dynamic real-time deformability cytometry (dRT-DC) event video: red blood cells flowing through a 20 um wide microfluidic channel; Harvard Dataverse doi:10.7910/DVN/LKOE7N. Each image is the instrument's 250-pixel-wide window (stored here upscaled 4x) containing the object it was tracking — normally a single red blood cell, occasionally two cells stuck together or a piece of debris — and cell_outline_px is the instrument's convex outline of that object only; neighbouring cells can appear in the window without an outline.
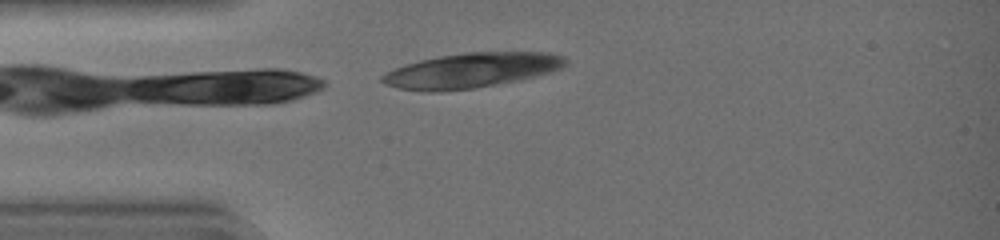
{"species": "common noctule bat (a hibernating species)", "species_latin": "Nyctalus noctula", "temperature_condition": "warm", "stored_images_in_passage": 31, "camera_frame_rate_fps": 3000, "um_per_image_px": 0.085, "animal": {"sex": "female", "body_mass_g": 19.0, "forearm_length_mm": 51.5}, "frame": {"image": 1, "passage_image": 1, "time_ms": 0.0, "image_size_px": [1000, 240], "cell_outline_px": [[568, 60], [560, 68], [548, 72], [516, 80], [472, 88], [440, 92], [424, 92], [396, 88], [384, 84], [380, 80], [380, 76], [404, 64], [420, 60], [440, 56], [464, 52], [552, 52], [564, 56]], "centroid_in_image_um": [40.0, 5.98], "position_along_channel_um": 45.0, "area_um2": 37.05}}